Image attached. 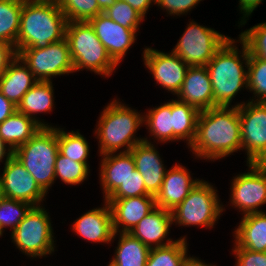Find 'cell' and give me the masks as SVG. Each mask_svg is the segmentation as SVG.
<instances>
[{"label": "cell", "instance_id": "681fc988", "mask_svg": "<svg viewBox=\"0 0 266 266\" xmlns=\"http://www.w3.org/2000/svg\"><path fill=\"white\" fill-rule=\"evenodd\" d=\"M33 1L59 3L61 0H33Z\"/></svg>", "mask_w": 266, "mask_h": 266}, {"label": "cell", "instance_id": "5bb4252c", "mask_svg": "<svg viewBox=\"0 0 266 266\" xmlns=\"http://www.w3.org/2000/svg\"><path fill=\"white\" fill-rule=\"evenodd\" d=\"M145 66L149 68L156 82L175 94L181 90L189 66L175 53L165 54L145 48Z\"/></svg>", "mask_w": 266, "mask_h": 266}, {"label": "cell", "instance_id": "f6af8a7d", "mask_svg": "<svg viewBox=\"0 0 266 266\" xmlns=\"http://www.w3.org/2000/svg\"><path fill=\"white\" fill-rule=\"evenodd\" d=\"M261 2L262 0H240L239 7L241 12L243 10L244 16L248 17V15H250Z\"/></svg>", "mask_w": 266, "mask_h": 266}, {"label": "cell", "instance_id": "7a4b0ae2", "mask_svg": "<svg viewBox=\"0 0 266 266\" xmlns=\"http://www.w3.org/2000/svg\"><path fill=\"white\" fill-rule=\"evenodd\" d=\"M67 22L58 3L24 0L15 52L65 39Z\"/></svg>", "mask_w": 266, "mask_h": 266}, {"label": "cell", "instance_id": "e0dca14e", "mask_svg": "<svg viewBox=\"0 0 266 266\" xmlns=\"http://www.w3.org/2000/svg\"><path fill=\"white\" fill-rule=\"evenodd\" d=\"M106 201L111 207L113 228L116 234L119 225H124L121 232H129L144 216L156 208L155 196L106 199Z\"/></svg>", "mask_w": 266, "mask_h": 266}, {"label": "cell", "instance_id": "83f0119b", "mask_svg": "<svg viewBox=\"0 0 266 266\" xmlns=\"http://www.w3.org/2000/svg\"><path fill=\"white\" fill-rule=\"evenodd\" d=\"M116 255L109 266H145L150 248L129 232H120Z\"/></svg>", "mask_w": 266, "mask_h": 266}, {"label": "cell", "instance_id": "6da1fadb", "mask_svg": "<svg viewBox=\"0 0 266 266\" xmlns=\"http://www.w3.org/2000/svg\"><path fill=\"white\" fill-rule=\"evenodd\" d=\"M191 149L198 157L218 159L242 148L238 107L216 106L199 112Z\"/></svg>", "mask_w": 266, "mask_h": 266}, {"label": "cell", "instance_id": "9a60e30c", "mask_svg": "<svg viewBox=\"0 0 266 266\" xmlns=\"http://www.w3.org/2000/svg\"><path fill=\"white\" fill-rule=\"evenodd\" d=\"M112 60L118 64L135 41L138 29H128L103 12L88 21Z\"/></svg>", "mask_w": 266, "mask_h": 266}, {"label": "cell", "instance_id": "ab89813d", "mask_svg": "<svg viewBox=\"0 0 266 266\" xmlns=\"http://www.w3.org/2000/svg\"><path fill=\"white\" fill-rule=\"evenodd\" d=\"M237 266H266V252H254L235 245Z\"/></svg>", "mask_w": 266, "mask_h": 266}, {"label": "cell", "instance_id": "836d02e7", "mask_svg": "<svg viewBox=\"0 0 266 266\" xmlns=\"http://www.w3.org/2000/svg\"><path fill=\"white\" fill-rule=\"evenodd\" d=\"M33 207L24 201L2 197L0 199V233L2 234L3 228L7 226L14 230Z\"/></svg>", "mask_w": 266, "mask_h": 266}, {"label": "cell", "instance_id": "b9f144b4", "mask_svg": "<svg viewBox=\"0 0 266 266\" xmlns=\"http://www.w3.org/2000/svg\"><path fill=\"white\" fill-rule=\"evenodd\" d=\"M17 56L15 49L7 42L0 40V76L4 73L8 64Z\"/></svg>", "mask_w": 266, "mask_h": 266}, {"label": "cell", "instance_id": "8992f818", "mask_svg": "<svg viewBox=\"0 0 266 266\" xmlns=\"http://www.w3.org/2000/svg\"><path fill=\"white\" fill-rule=\"evenodd\" d=\"M144 117L116 100L103 110L96 129L100 154L115 153L117 149L127 146L123 152L130 150L144 139H134V132L142 124Z\"/></svg>", "mask_w": 266, "mask_h": 266}, {"label": "cell", "instance_id": "f546056e", "mask_svg": "<svg viewBox=\"0 0 266 266\" xmlns=\"http://www.w3.org/2000/svg\"><path fill=\"white\" fill-rule=\"evenodd\" d=\"M185 237L164 247L150 249L145 266H182L187 259Z\"/></svg>", "mask_w": 266, "mask_h": 266}, {"label": "cell", "instance_id": "277c9868", "mask_svg": "<svg viewBox=\"0 0 266 266\" xmlns=\"http://www.w3.org/2000/svg\"><path fill=\"white\" fill-rule=\"evenodd\" d=\"M234 42L229 38L206 65L213 89V107H229L240 88L248 85V72L244 71Z\"/></svg>", "mask_w": 266, "mask_h": 266}, {"label": "cell", "instance_id": "603a6c76", "mask_svg": "<svg viewBox=\"0 0 266 266\" xmlns=\"http://www.w3.org/2000/svg\"><path fill=\"white\" fill-rule=\"evenodd\" d=\"M103 155L101 164V182L105 193V200L125 181L136 167L131 152H120Z\"/></svg>", "mask_w": 266, "mask_h": 266}, {"label": "cell", "instance_id": "d590c367", "mask_svg": "<svg viewBox=\"0 0 266 266\" xmlns=\"http://www.w3.org/2000/svg\"><path fill=\"white\" fill-rule=\"evenodd\" d=\"M88 167L84 163L73 161L60 152L55 163V179L60 177L64 183L80 184L88 175Z\"/></svg>", "mask_w": 266, "mask_h": 266}, {"label": "cell", "instance_id": "d6986e66", "mask_svg": "<svg viewBox=\"0 0 266 266\" xmlns=\"http://www.w3.org/2000/svg\"><path fill=\"white\" fill-rule=\"evenodd\" d=\"M135 167L144 179L146 190L155 196L161 189V185L166 173L158 151L155 150L147 139L136 144L130 150Z\"/></svg>", "mask_w": 266, "mask_h": 266}, {"label": "cell", "instance_id": "7dc6e473", "mask_svg": "<svg viewBox=\"0 0 266 266\" xmlns=\"http://www.w3.org/2000/svg\"><path fill=\"white\" fill-rule=\"evenodd\" d=\"M116 0H97L99 8L104 12L108 7L112 6Z\"/></svg>", "mask_w": 266, "mask_h": 266}, {"label": "cell", "instance_id": "ffe728a7", "mask_svg": "<svg viewBox=\"0 0 266 266\" xmlns=\"http://www.w3.org/2000/svg\"><path fill=\"white\" fill-rule=\"evenodd\" d=\"M173 223L171 211L156 207L149 214L144 216L129 233L138 238L150 249L164 247L174 243L170 238L166 243H161L169 232V227Z\"/></svg>", "mask_w": 266, "mask_h": 266}, {"label": "cell", "instance_id": "f907efd6", "mask_svg": "<svg viewBox=\"0 0 266 266\" xmlns=\"http://www.w3.org/2000/svg\"><path fill=\"white\" fill-rule=\"evenodd\" d=\"M3 197L2 194V177H0V199Z\"/></svg>", "mask_w": 266, "mask_h": 266}, {"label": "cell", "instance_id": "d4e9b609", "mask_svg": "<svg viewBox=\"0 0 266 266\" xmlns=\"http://www.w3.org/2000/svg\"><path fill=\"white\" fill-rule=\"evenodd\" d=\"M42 127L27 115L15 111L5 121L0 123V136L6 144L14 151L25 144Z\"/></svg>", "mask_w": 266, "mask_h": 266}, {"label": "cell", "instance_id": "bcb514c9", "mask_svg": "<svg viewBox=\"0 0 266 266\" xmlns=\"http://www.w3.org/2000/svg\"><path fill=\"white\" fill-rule=\"evenodd\" d=\"M182 266H208V265L199 261L196 258L187 257V259L184 261ZM209 266H211V265H209Z\"/></svg>", "mask_w": 266, "mask_h": 266}, {"label": "cell", "instance_id": "1f68e13d", "mask_svg": "<svg viewBox=\"0 0 266 266\" xmlns=\"http://www.w3.org/2000/svg\"><path fill=\"white\" fill-rule=\"evenodd\" d=\"M145 119L144 121H146L151 134L155 138L164 142L173 140L171 101L153 110L150 109Z\"/></svg>", "mask_w": 266, "mask_h": 266}, {"label": "cell", "instance_id": "f1b7e54d", "mask_svg": "<svg viewBox=\"0 0 266 266\" xmlns=\"http://www.w3.org/2000/svg\"><path fill=\"white\" fill-rule=\"evenodd\" d=\"M24 0H0V40L15 49Z\"/></svg>", "mask_w": 266, "mask_h": 266}, {"label": "cell", "instance_id": "44dd1931", "mask_svg": "<svg viewBox=\"0 0 266 266\" xmlns=\"http://www.w3.org/2000/svg\"><path fill=\"white\" fill-rule=\"evenodd\" d=\"M106 206L88 211L73 225V230L81 237L93 242H109L115 237L112 212L109 203Z\"/></svg>", "mask_w": 266, "mask_h": 266}, {"label": "cell", "instance_id": "7402d4cb", "mask_svg": "<svg viewBox=\"0 0 266 266\" xmlns=\"http://www.w3.org/2000/svg\"><path fill=\"white\" fill-rule=\"evenodd\" d=\"M18 63L20 59L16 56L0 76V92L15 106H18L26 92L38 82L25 64L21 66Z\"/></svg>", "mask_w": 266, "mask_h": 266}, {"label": "cell", "instance_id": "4dcf8cb0", "mask_svg": "<svg viewBox=\"0 0 266 266\" xmlns=\"http://www.w3.org/2000/svg\"><path fill=\"white\" fill-rule=\"evenodd\" d=\"M242 43V59L246 60L245 65L248 68V85L250 91H253L256 96L259 97L257 102H266V60H260L258 58L249 55L246 45Z\"/></svg>", "mask_w": 266, "mask_h": 266}, {"label": "cell", "instance_id": "4316f807", "mask_svg": "<svg viewBox=\"0 0 266 266\" xmlns=\"http://www.w3.org/2000/svg\"><path fill=\"white\" fill-rule=\"evenodd\" d=\"M199 110L180 100L171 101V114L173 121V140L186 138L191 146L196 136Z\"/></svg>", "mask_w": 266, "mask_h": 266}, {"label": "cell", "instance_id": "cb8c5ba5", "mask_svg": "<svg viewBox=\"0 0 266 266\" xmlns=\"http://www.w3.org/2000/svg\"><path fill=\"white\" fill-rule=\"evenodd\" d=\"M235 235L238 247L266 252V214L257 212L244 215Z\"/></svg>", "mask_w": 266, "mask_h": 266}, {"label": "cell", "instance_id": "60d3db41", "mask_svg": "<svg viewBox=\"0 0 266 266\" xmlns=\"http://www.w3.org/2000/svg\"><path fill=\"white\" fill-rule=\"evenodd\" d=\"M201 0H155L160 7L167 9L170 14H182L193 8Z\"/></svg>", "mask_w": 266, "mask_h": 266}, {"label": "cell", "instance_id": "4fadbf2b", "mask_svg": "<svg viewBox=\"0 0 266 266\" xmlns=\"http://www.w3.org/2000/svg\"><path fill=\"white\" fill-rule=\"evenodd\" d=\"M251 172L240 174L232 182L231 203L244 211V215L262 212L257 210L266 203V166L249 163Z\"/></svg>", "mask_w": 266, "mask_h": 266}, {"label": "cell", "instance_id": "7bdbcfd3", "mask_svg": "<svg viewBox=\"0 0 266 266\" xmlns=\"http://www.w3.org/2000/svg\"><path fill=\"white\" fill-rule=\"evenodd\" d=\"M15 111H17V106L0 92V123L5 121Z\"/></svg>", "mask_w": 266, "mask_h": 266}, {"label": "cell", "instance_id": "f35d334b", "mask_svg": "<svg viewBox=\"0 0 266 266\" xmlns=\"http://www.w3.org/2000/svg\"><path fill=\"white\" fill-rule=\"evenodd\" d=\"M136 196H153L146 190L144 179L137 169L130 173L107 199H123Z\"/></svg>", "mask_w": 266, "mask_h": 266}, {"label": "cell", "instance_id": "e575fe53", "mask_svg": "<svg viewBox=\"0 0 266 266\" xmlns=\"http://www.w3.org/2000/svg\"><path fill=\"white\" fill-rule=\"evenodd\" d=\"M59 7L70 21H89L103 11L97 0H61Z\"/></svg>", "mask_w": 266, "mask_h": 266}, {"label": "cell", "instance_id": "ac0fdd59", "mask_svg": "<svg viewBox=\"0 0 266 266\" xmlns=\"http://www.w3.org/2000/svg\"><path fill=\"white\" fill-rule=\"evenodd\" d=\"M177 95L199 111L213 108V89L206 66L189 67Z\"/></svg>", "mask_w": 266, "mask_h": 266}, {"label": "cell", "instance_id": "c3c4849f", "mask_svg": "<svg viewBox=\"0 0 266 266\" xmlns=\"http://www.w3.org/2000/svg\"><path fill=\"white\" fill-rule=\"evenodd\" d=\"M2 137L0 136V161L2 162L3 157L6 155V146Z\"/></svg>", "mask_w": 266, "mask_h": 266}, {"label": "cell", "instance_id": "9c48e42d", "mask_svg": "<svg viewBox=\"0 0 266 266\" xmlns=\"http://www.w3.org/2000/svg\"><path fill=\"white\" fill-rule=\"evenodd\" d=\"M52 234L48 213L36 205L12 230V239L25 254L40 257L54 251Z\"/></svg>", "mask_w": 266, "mask_h": 266}, {"label": "cell", "instance_id": "8d00e7d4", "mask_svg": "<svg viewBox=\"0 0 266 266\" xmlns=\"http://www.w3.org/2000/svg\"><path fill=\"white\" fill-rule=\"evenodd\" d=\"M110 19L128 29H138V25L144 17L133 9L127 2L116 0L104 12Z\"/></svg>", "mask_w": 266, "mask_h": 266}, {"label": "cell", "instance_id": "ee69618b", "mask_svg": "<svg viewBox=\"0 0 266 266\" xmlns=\"http://www.w3.org/2000/svg\"><path fill=\"white\" fill-rule=\"evenodd\" d=\"M127 2L133 9H135L143 17L146 14L150 4L155 0H123Z\"/></svg>", "mask_w": 266, "mask_h": 266}, {"label": "cell", "instance_id": "30bf717a", "mask_svg": "<svg viewBox=\"0 0 266 266\" xmlns=\"http://www.w3.org/2000/svg\"><path fill=\"white\" fill-rule=\"evenodd\" d=\"M228 39L213 29L191 22L172 52L189 67L206 66Z\"/></svg>", "mask_w": 266, "mask_h": 266}, {"label": "cell", "instance_id": "52a82bcc", "mask_svg": "<svg viewBox=\"0 0 266 266\" xmlns=\"http://www.w3.org/2000/svg\"><path fill=\"white\" fill-rule=\"evenodd\" d=\"M215 189L202 180L188 196L172 211V221L180 225H200L212 227L223 211Z\"/></svg>", "mask_w": 266, "mask_h": 266}, {"label": "cell", "instance_id": "5b68a950", "mask_svg": "<svg viewBox=\"0 0 266 266\" xmlns=\"http://www.w3.org/2000/svg\"><path fill=\"white\" fill-rule=\"evenodd\" d=\"M65 39L69 45L74 71L86 68L97 74L110 76L117 66L88 21L67 22Z\"/></svg>", "mask_w": 266, "mask_h": 266}, {"label": "cell", "instance_id": "2e32d148", "mask_svg": "<svg viewBox=\"0 0 266 266\" xmlns=\"http://www.w3.org/2000/svg\"><path fill=\"white\" fill-rule=\"evenodd\" d=\"M188 173L183 166L177 164L166 171L161 189L155 195L156 207L172 211L188 196L201 181L192 180Z\"/></svg>", "mask_w": 266, "mask_h": 266}, {"label": "cell", "instance_id": "8fae6325", "mask_svg": "<svg viewBox=\"0 0 266 266\" xmlns=\"http://www.w3.org/2000/svg\"><path fill=\"white\" fill-rule=\"evenodd\" d=\"M242 148L247 150L248 163H263L266 160V102L253 100L238 104Z\"/></svg>", "mask_w": 266, "mask_h": 266}, {"label": "cell", "instance_id": "ba28073f", "mask_svg": "<svg viewBox=\"0 0 266 266\" xmlns=\"http://www.w3.org/2000/svg\"><path fill=\"white\" fill-rule=\"evenodd\" d=\"M16 54L38 81H50L51 76L74 72L66 39L50 43L44 48H24Z\"/></svg>", "mask_w": 266, "mask_h": 266}, {"label": "cell", "instance_id": "3957f363", "mask_svg": "<svg viewBox=\"0 0 266 266\" xmlns=\"http://www.w3.org/2000/svg\"><path fill=\"white\" fill-rule=\"evenodd\" d=\"M59 145L57 128L42 127L25 144L13 151V155L47 193L55 180V163Z\"/></svg>", "mask_w": 266, "mask_h": 266}, {"label": "cell", "instance_id": "484cf974", "mask_svg": "<svg viewBox=\"0 0 266 266\" xmlns=\"http://www.w3.org/2000/svg\"><path fill=\"white\" fill-rule=\"evenodd\" d=\"M53 86L51 81H38L22 97L17 111L34 119L41 127H49L32 117L33 113L51 111L53 107Z\"/></svg>", "mask_w": 266, "mask_h": 266}, {"label": "cell", "instance_id": "74e56055", "mask_svg": "<svg viewBox=\"0 0 266 266\" xmlns=\"http://www.w3.org/2000/svg\"><path fill=\"white\" fill-rule=\"evenodd\" d=\"M239 38L246 45L249 55L266 60V23L255 25L242 32Z\"/></svg>", "mask_w": 266, "mask_h": 266}, {"label": "cell", "instance_id": "7c38bea8", "mask_svg": "<svg viewBox=\"0 0 266 266\" xmlns=\"http://www.w3.org/2000/svg\"><path fill=\"white\" fill-rule=\"evenodd\" d=\"M2 174L3 197L24 201L35 207L45 196L35 179L8 149Z\"/></svg>", "mask_w": 266, "mask_h": 266}, {"label": "cell", "instance_id": "d6a6232c", "mask_svg": "<svg viewBox=\"0 0 266 266\" xmlns=\"http://www.w3.org/2000/svg\"><path fill=\"white\" fill-rule=\"evenodd\" d=\"M57 140L59 145V152L67 158L84 163L87 167V156L89 154L88 142L80 133L70 132L66 133L57 128Z\"/></svg>", "mask_w": 266, "mask_h": 266}]
</instances>
